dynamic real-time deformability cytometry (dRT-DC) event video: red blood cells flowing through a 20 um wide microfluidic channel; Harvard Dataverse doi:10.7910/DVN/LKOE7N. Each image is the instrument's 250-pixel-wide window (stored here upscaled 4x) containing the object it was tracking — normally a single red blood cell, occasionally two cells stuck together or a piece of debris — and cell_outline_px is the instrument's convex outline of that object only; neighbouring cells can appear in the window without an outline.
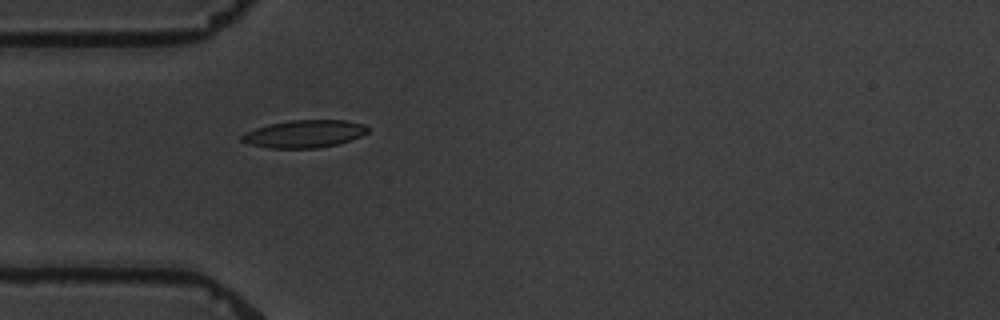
{"species": "common noctule bat (a hibernating species)", "species_latin": "Nyctalus noctula", "temperature_condition": "warm", "stored_images_in_passage": 1, "camera_frame_rate_fps": 3000, "um_per_image_px": 0.085, "animal": {"sex": "male", "body_mass_g": 19.5, "forearm_length_mm": 54.6}, "frame": {"image": 1, "passage_image": 1, "time_ms": 0.0, "image_size_px": [1000, 320], "cell_outline_px": [[368, 132], [360, 136], [336, 144], [316, 148], [268, 148], [248, 144], [240, 140], [240, 136], [256, 128], [268, 124], [292, 120], [344, 120], [364, 124], [368, 128]], "centroid_in_image_um": [25.84, 11.37], "position_along_channel_um": 59.2, "area_um2": 20.06}}